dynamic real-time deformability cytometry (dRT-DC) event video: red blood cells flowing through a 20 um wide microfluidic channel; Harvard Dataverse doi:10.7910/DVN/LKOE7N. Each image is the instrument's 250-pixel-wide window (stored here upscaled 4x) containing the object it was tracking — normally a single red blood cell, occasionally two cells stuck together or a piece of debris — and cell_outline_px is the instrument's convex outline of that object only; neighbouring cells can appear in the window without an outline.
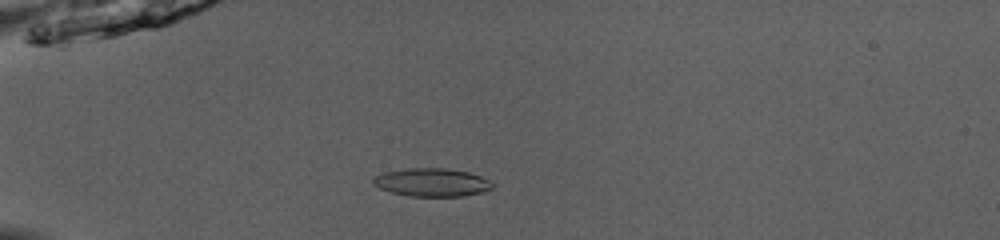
{"species": "common noctule bat (a hibernating species)", "species_latin": "Nyctalus noctula", "temperature_condition": "room temperature", "stored_images_in_passage": 51, "camera_frame_rate_fps": 3000, "um_per_image_px": 0.085, "animal": {"sex": "male", "body_mass_g": 13.0, "forearm_length_mm": 53.1}, "frame": {"image": 1, "passage_image": 16, "time_ms": 5.0, "image_size_px": [1000, 240], "cell_outline_px": [[496, 184], [492, 188], [484, 192], [464, 196], [408, 196], [392, 192], [380, 188], [372, 184], [372, 180], [376, 176], [384, 172], [408, 168], [444, 168], [468, 172], [480, 176]], "centroid_in_image_um": [36.73, 15.5], "position_along_channel_um": 48.3, "area_um2": 19.59}}
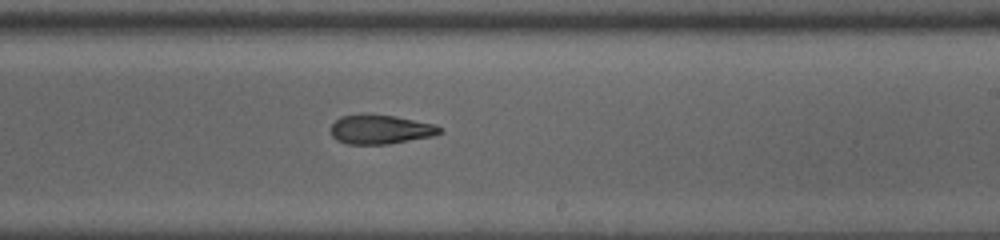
{"frame": {"image": 2, "passage_image": 33, "time_ms": 10.667, "image_size_px": [1000, 240], "cell_outline_px": [[444, 132], [432, 136], [388, 144], [348, 144], [336, 140], [332, 136], [332, 124], [340, 116], [396, 116], [436, 124]], "centroid_in_image_um": [32.38, 11.03], "position_along_channel_um": 256.6, "area_um2": 18.09}}
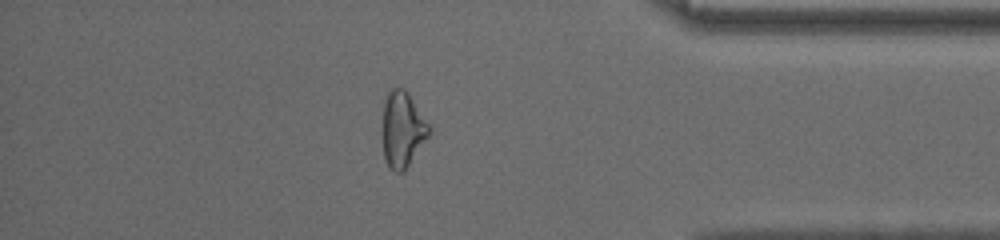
{"frame": {"image": 3, "passage_image": 45, "time_ms": 14.667, "image_size_px": [1000, 240], "cell_outline_px": [[432, 128], [428, 136], [404, 172], [396, 172], [388, 168], [384, 160], [384, 100], [388, 92], [392, 88], [404, 88], [408, 92]], "centroid_in_image_um": [34.23, 11.01], "position_along_channel_um": 401.0, "area_um2": 20.35}, "authors_computed_cell_mechanics": {"area_um2": 19.7098, "velocity_mm_per_s": 4.0868, "shape_relaxation_time_tau1_ms": null, "shape_relaxation_time_tau2_ms": 2.2376, "deformation_change_tau1": null, "deformation_change_tau2": 0.1}}